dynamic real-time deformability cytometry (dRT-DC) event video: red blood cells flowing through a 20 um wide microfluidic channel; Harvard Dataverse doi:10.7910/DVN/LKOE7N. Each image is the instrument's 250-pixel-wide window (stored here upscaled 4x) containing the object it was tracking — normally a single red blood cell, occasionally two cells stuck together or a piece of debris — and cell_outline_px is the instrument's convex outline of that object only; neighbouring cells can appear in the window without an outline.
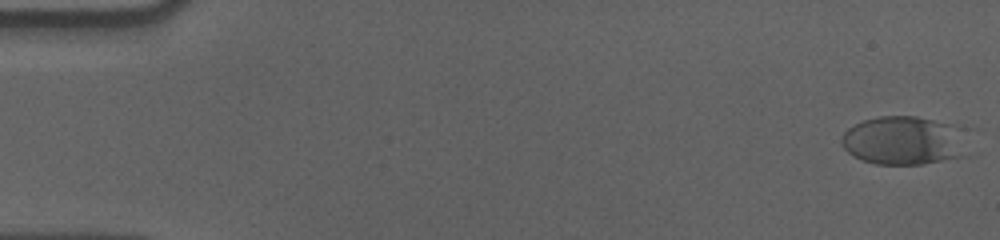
{"species": "human", "species_latin": "Homo sapiens", "temperature_condition": "cold", "stored_images_in_passage": 57, "camera_frame_rate_fps": 3000, "um_per_image_px": 0.085, "donor": {"sex": "male"}, "frame": {"image": 1, "passage_image": 1, "time_ms": 0.0, "image_size_px": [1000, 240], "cell_outline_px": [[968, 156], [920, 164], [876, 164], [860, 160], [852, 156], [844, 148], [840, 140], [844, 132], [848, 128], [864, 120], [880, 116], [916, 116], [952, 124]], "centroid_in_image_um": [76.72, 11.96], "position_along_channel_um": 8.3, "area_um2": 35.2}}
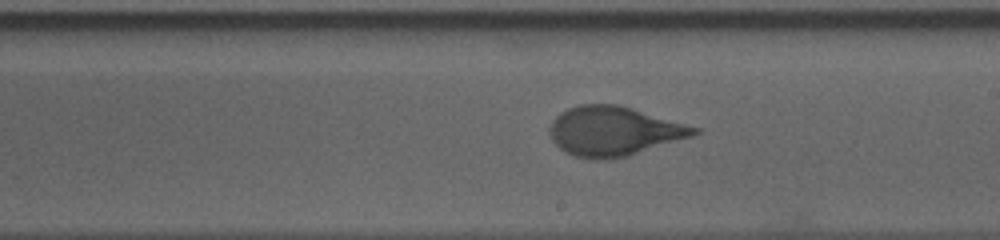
{"frame": {"image": 2, "passage_image": 33, "time_ms": 10.667, "image_size_px": [1000, 240], "cell_outline_px": [[700, 132], [692, 136], [628, 156], [596, 160], [576, 156], [564, 152], [552, 140], [548, 132], [548, 128], [552, 120], [560, 112], [568, 108], [580, 104], [616, 104], [632, 108], [700, 128]], "centroid_in_image_um": [52.14, 11.14], "position_along_channel_um": 236.9, "area_um2": 41.44}}
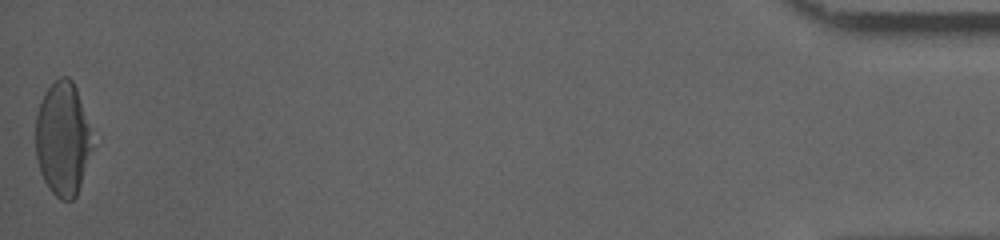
{"frame": {"image": 3, "passage_image": 57, "time_ms": 18.667, "image_size_px": [1000, 240], "cell_outline_px": [[92, 148], [76, 196], [72, 200], [60, 200], [48, 188], [40, 172], [36, 160], [36, 112], [44, 92], [60, 76], [68, 76], [72, 80], [76, 88], [88, 128]], "centroid_in_image_um": [5.28, 11.82], "position_along_channel_um": 429.9, "area_um2": 36.93}, "authors_computed_cell_mechanics": {"area_um2": 40.2866, "velocity_mm_per_s": 3.587, "shape_relaxation_time_tau1_ms": 4.3511, "shape_relaxation_time_tau2_ms": null, "deformation_change_tau1": 0.17, "deformation_change_tau2": null}}